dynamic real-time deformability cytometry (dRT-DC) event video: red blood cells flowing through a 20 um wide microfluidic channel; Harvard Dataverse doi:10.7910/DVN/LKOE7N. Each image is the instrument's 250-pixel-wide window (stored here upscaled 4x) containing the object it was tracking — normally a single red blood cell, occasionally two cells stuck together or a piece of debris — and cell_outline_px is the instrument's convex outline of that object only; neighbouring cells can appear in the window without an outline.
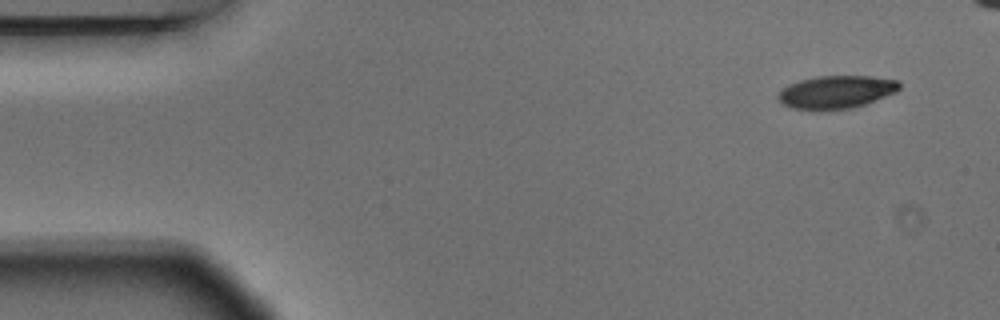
{"species": "Egyptian fruit bat (a non-hibernating species)", "species_latin": "Rousettus aegyptiacus", "temperature_condition": "warm", "stored_images_in_passage": 5, "segment_of_instrument_passage": [1, 2], "camera_frame_rate_fps": 3000, "um_per_image_px": 0.085, "animal": {"sex": "male"}, "frame": {"image": 1, "passage_image": 1, "time_ms": 0.0, "image_size_px": [1000, 320], "cell_outline_px": [[900, 88], [896, 92], [868, 104], [852, 108], [828, 112], [820, 112], [792, 108], [780, 104], [776, 96], [788, 84], [800, 80], [816, 76], [872, 76], [896, 80], [900, 84]], "centroid_in_image_um": [71.05, 7.86], "position_along_channel_um": 14.0, "area_um2": 23.99}}